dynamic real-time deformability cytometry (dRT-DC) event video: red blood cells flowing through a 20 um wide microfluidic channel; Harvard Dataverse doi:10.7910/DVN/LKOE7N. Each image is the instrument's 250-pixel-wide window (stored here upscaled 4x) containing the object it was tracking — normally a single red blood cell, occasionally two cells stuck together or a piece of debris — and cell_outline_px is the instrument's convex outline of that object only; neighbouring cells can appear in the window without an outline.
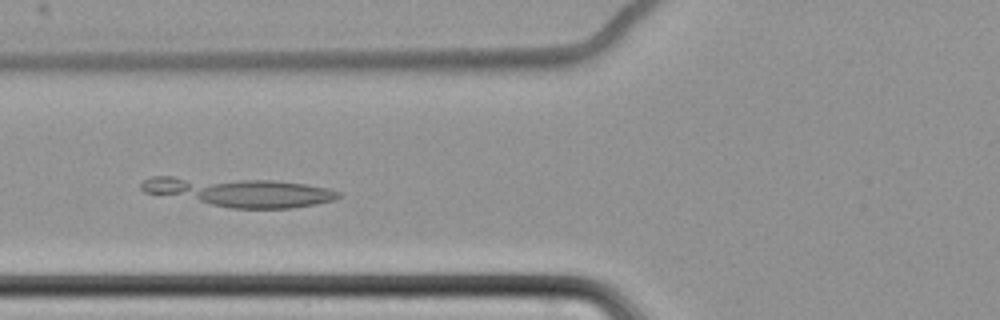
{"species": "common noctule bat (a hibernating species)", "species_latin": "Nyctalus noctula", "temperature_condition": "cold", "stored_images_in_passage": 57, "camera_frame_rate_fps": 3000, "um_per_image_px": 0.085, "animal": {"sex": "female", "body_mass_g": 22.7, "forearm_length_mm": 54.2}, "frame": {"image": 1, "passage_image": 21, "time_ms": 6.667, "image_size_px": [1000, 320], "cell_outline_px": [[340, 196], [332, 200], [316, 204], [288, 208], [232, 208], [144, 192], [140, 188], [140, 184], [144, 180], [152, 176], [172, 176], [272, 180], [308, 184], [328, 188], [340, 192]], "centroid_in_image_um": [20.32, 16.3], "position_along_channel_um": 105.5, "area_um2": 33.0}}
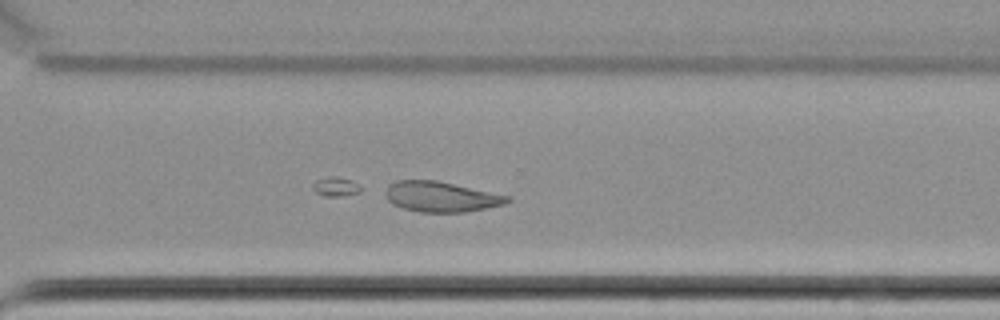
{"frame": {"image": 2, "passage_image": 41, "time_ms": 13.333, "image_size_px": [1000, 320], "cell_outline_px": [[512, 200], [504, 204], [464, 212], [420, 212], [404, 208], [392, 204], [388, 200], [384, 192], [388, 184], [396, 180], [436, 180], [512, 196]], "centroid_in_image_um": [37.48, 16.71], "position_along_channel_um": 333.1, "area_um2": 21.62}}
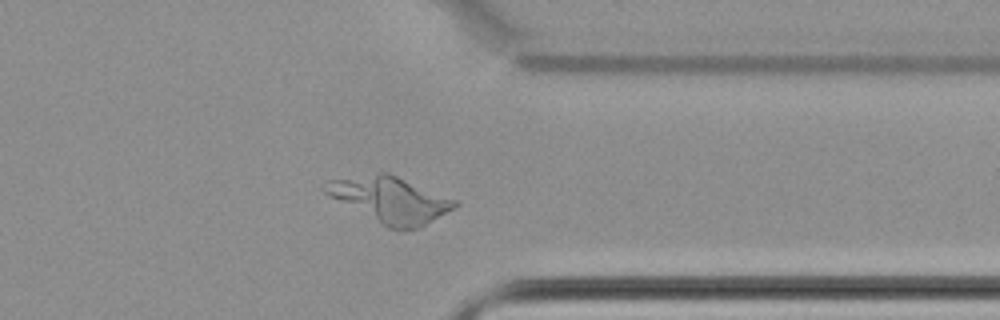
{"frame": {"image": 3, "passage_image": 45, "time_ms": 14.667, "image_size_px": [1000, 320], "cell_outline_px": [[460, 204], [420, 228], [400, 232], [396, 232], [388, 228], [328, 196], [320, 188], [320, 184], [328, 180], [380, 172], [388, 172], [456, 200]], "centroid_in_image_um": [33.12, 16.99], "position_along_channel_um": 378.3, "area_um2": 34.85}}